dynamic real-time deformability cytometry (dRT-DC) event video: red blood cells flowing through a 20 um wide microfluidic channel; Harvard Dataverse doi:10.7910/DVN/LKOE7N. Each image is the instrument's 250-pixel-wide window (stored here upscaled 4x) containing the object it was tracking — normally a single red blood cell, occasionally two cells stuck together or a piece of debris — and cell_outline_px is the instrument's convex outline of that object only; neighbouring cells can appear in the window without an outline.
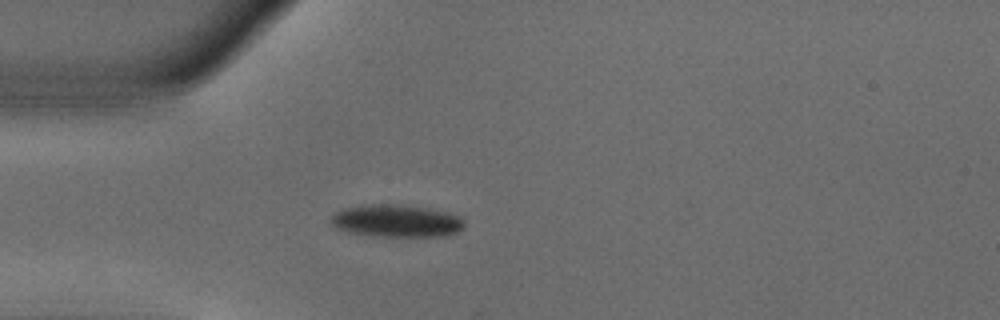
{"species": "common noctule bat (a hibernating species)", "species_latin": "Nyctalus noctula", "temperature_condition": "warm", "stored_images_in_passage": 39, "camera_frame_rate_fps": 3000, "um_per_image_px": 0.085, "animal": {"sex": "male", "body_mass_g": 18.8}, "frame": {"image": 1, "passage_image": 1, "time_ms": 0.0, "image_size_px": [1000, 320], "cell_outline_px": [[464, 228], [456, 232], [444, 236], [372, 236], [344, 232], [336, 228], [328, 220], [336, 212], [344, 208], [364, 204], [400, 204], [428, 208], [460, 216], [464, 220]], "centroid_in_image_um": [33.65, 18.77], "position_along_channel_um": 51.3, "area_um2": 25.49}}
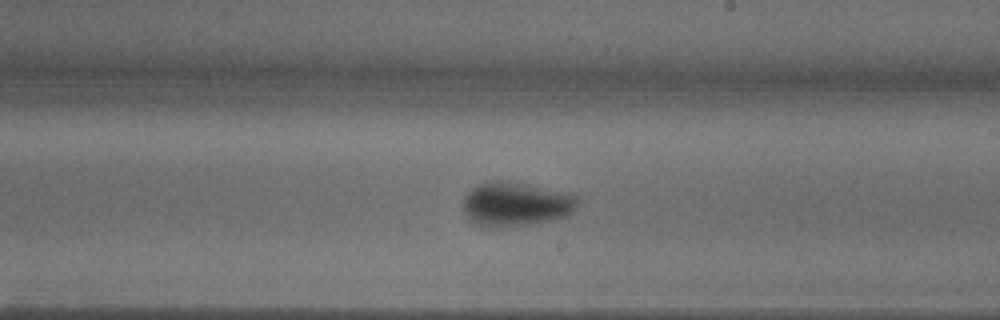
{"frame": {"image": 2, "passage_image": 17, "time_ms": 5.333, "image_size_px": [1000, 320], "cell_outline_px": [[576, 208], [572, 212], [564, 216], [548, 220], [528, 224], [504, 228], [488, 228], [476, 224], [464, 212], [464, 196], [476, 184], [488, 180], [508, 180], [572, 192], [576, 196]], "centroid_in_image_um": [43.83, 17.32], "position_along_channel_um": 245.2, "area_um2": 29.88}}
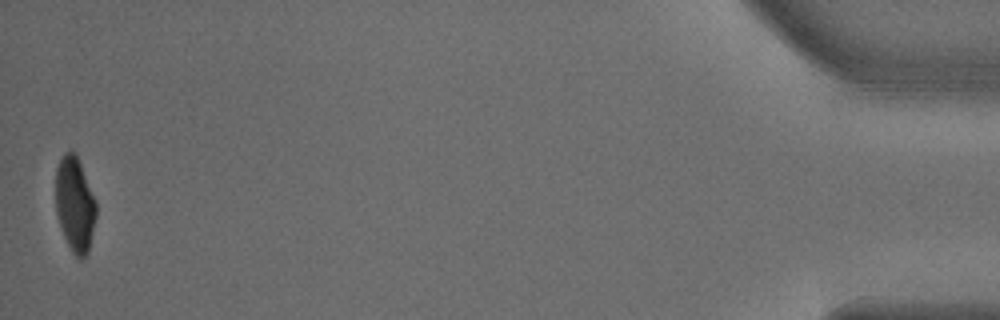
{"frame": {"image": 3, "passage_image": 39, "time_ms": 12.667, "image_size_px": [1000, 320], "cell_outline_px": [[96, 216], [88, 252], [80, 260], [72, 252], [64, 236], [56, 216], [56, 168], [64, 152], [68, 148], [76, 152], [96, 200]], "centroid_in_image_um": [6.36, 17.32], "position_along_channel_um": 428.8, "area_um2": 22.6}, "authors_computed_cell_mechanics": {"area_um2": 25.6054, "velocity_mm_per_s": 3.7844, "shape_relaxation_time_tau1_ms": 3.1706, "shape_relaxation_time_tau2_ms": null, "deformation_change_tau1": 0.1642, "deformation_change_tau2": null}}